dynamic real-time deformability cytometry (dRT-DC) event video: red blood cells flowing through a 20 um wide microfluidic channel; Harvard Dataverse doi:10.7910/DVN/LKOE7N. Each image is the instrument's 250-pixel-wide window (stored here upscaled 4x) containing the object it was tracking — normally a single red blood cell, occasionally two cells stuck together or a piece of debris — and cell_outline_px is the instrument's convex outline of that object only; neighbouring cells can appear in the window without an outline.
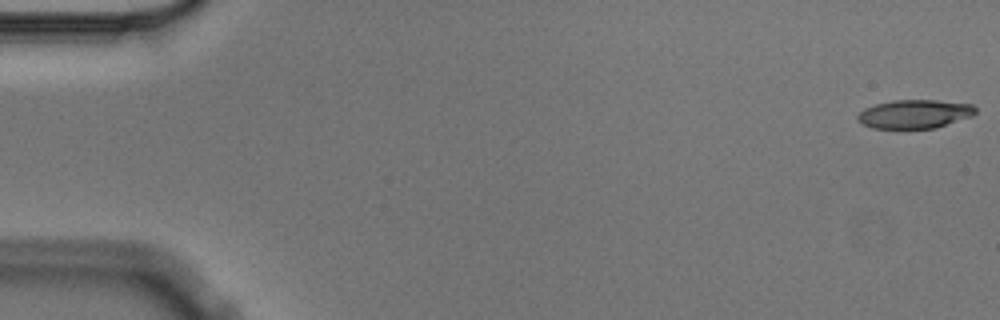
{"species": "Egyptian fruit bat (a non-hibernating species)", "species_latin": "Rousettus aegyptiacus", "temperature_condition": "cold", "stored_images_in_passage": 5, "camera_frame_rate_fps": 3000, "um_per_image_px": 0.085, "animal": {"sex": "male"}, "frame": {"image": 1, "passage_image": 1, "time_ms": 0.0, "image_size_px": [1000, 320], "cell_outline_px": [[976, 112], [972, 116], [936, 128], [872, 128], [856, 120], [856, 116], [864, 108], [876, 104], [892, 100], [936, 100], [972, 104], [976, 108]], "centroid_in_image_um": [77.74, 9.68], "position_along_channel_um": 7.3, "area_um2": 19.71}}
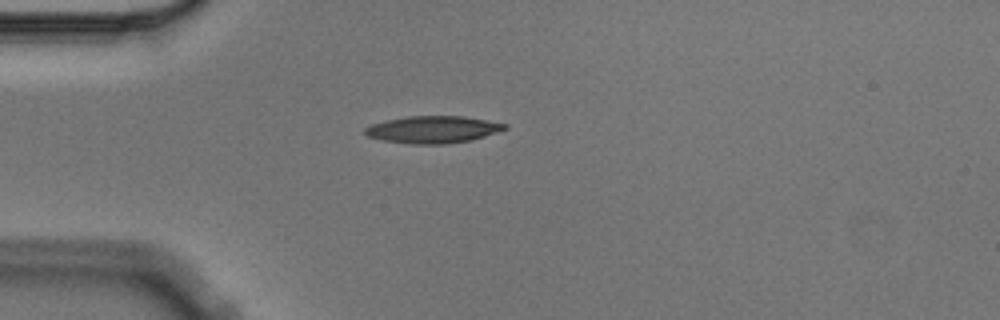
{"frame": {"image": 2, "passage_image": 5, "time_ms": 1.333, "image_size_px": [1000, 320], "cell_outline_px": [[508, 128], [472, 140], [444, 144], [412, 144], [380, 140], [364, 136], [364, 128], [372, 124], [384, 120], [408, 116], [464, 116], [508, 124]], "centroid_in_image_um": [36.75, 11.01], "position_along_channel_um": 48.3, "area_um2": 22.25}}